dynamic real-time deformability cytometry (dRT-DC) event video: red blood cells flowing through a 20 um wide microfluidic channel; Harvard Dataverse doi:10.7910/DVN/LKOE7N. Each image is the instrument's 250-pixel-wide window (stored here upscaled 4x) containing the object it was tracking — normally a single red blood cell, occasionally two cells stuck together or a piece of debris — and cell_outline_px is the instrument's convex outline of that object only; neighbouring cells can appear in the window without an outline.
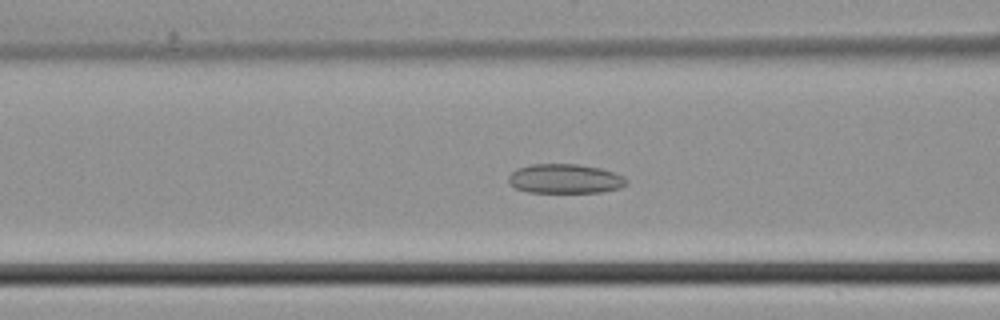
{"species": "common noctule bat (a hibernating species)", "species_latin": "Nyctalus noctula", "temperature_condition": "cold", "stored_images_in_passage": 44, "camera_frame_rate_fps": 3000, "um_per_image_px": 0.085, "animal": {"sex": "male", "body_mass_g": 21.5, "forearm_length_mm": 52.0}, "frame": {"image": 1, "passage_image": 16, "time_ms": 5.0, "image_size_px": [1000, 320], "cell_outline_px": [[628, 180], [620, 188], [600, 192], [528, 192], [516, 188], [508, 184], [508, 176], [516, 168], [532, 164], [576, 164], [600, 168], [624, 176]], "centroid_in_image_um": [47.98, 15.19], "position_along_channel_um": 118.6, "area_um2": 20.17}}
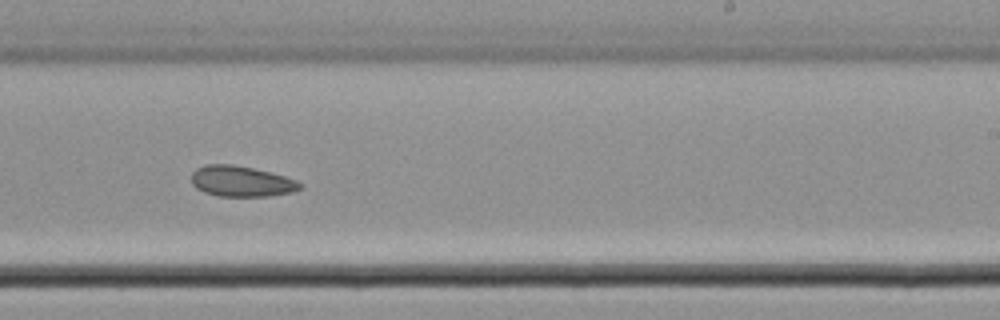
{"frame": {"image": 2, "passage_image": 26, "time_ms": 8.333, "image_size_px": [1000, 320], "cell_outline_px": [[304, 184], [300, 188], [292, 192], [268, 196], [220, 196], [204, 192], [196, 188], [192, 184], [192, 172], [196, 168], [204, 164], [232, 164], [252, 168], [284, 176], [296, 180]], "centroid_in_image_um": [20.49, 15.41], "position_along_channel_um": 268.5, "area_um2": 19.36}}
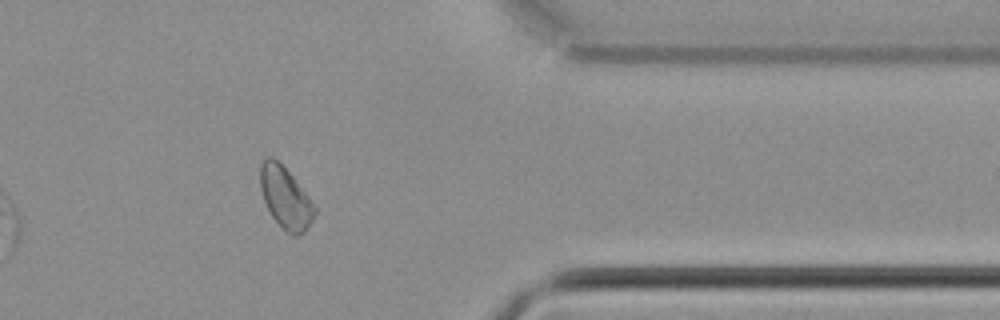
{"frame": {"image": 3, "passage_image": 35, "time_ms": 11.333, "image_size_px": [1000, 320], "cell_outline_px": [[316, 212], [312, 220], [304, 232], [296, 236], [292, 236], [284, 232], [272, 216], [264, 200], [260, 188], [260, 164], [268, 156], [272, 156], [292, 176], [308, 196], [316, 208]], "centroid_in_image_um": [24.25, 16.84], "position_along_channel_um": 387.1, "area_um2": 19.31}}